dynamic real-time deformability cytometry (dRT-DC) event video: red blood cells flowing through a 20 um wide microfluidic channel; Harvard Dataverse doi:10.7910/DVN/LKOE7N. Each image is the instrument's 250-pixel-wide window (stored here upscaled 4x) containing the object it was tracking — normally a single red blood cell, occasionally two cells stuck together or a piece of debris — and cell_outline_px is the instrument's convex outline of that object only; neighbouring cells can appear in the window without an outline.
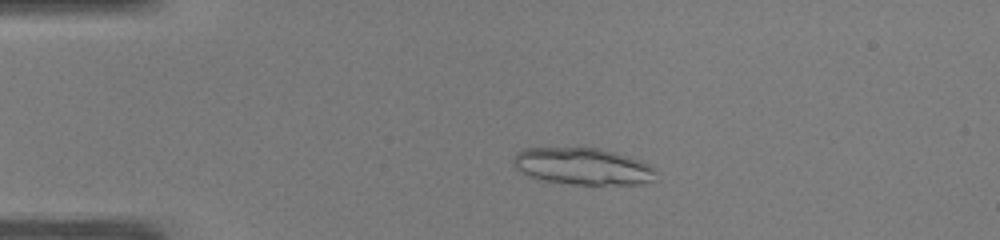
{"species": "common noctule bat (a hibernating species)", "species_latin": "Nyctalus noctula", "temperature_condition": "warm", "stored_images_in_passage": 47, "segment_of_instrument_passage": [1, 2], "camera_frame_rate_fps": 3000, "um_per_image_px": 0.085, "animal": {"sex": "male", "body_mass_g": 19.0, "forearm_length_mm": 50.8}, "frame": {"image": 1, "passage_image": 9, "time_ms": 2.667, "image_size_px": [1000, 240], "cell_outline_px": [[656, 180], [640, 184], [572, 184], [544, 180], [528, 176], [516, 168], [512, 164], [512, 160], [524, 148], [600, 148], [628, 156], [640, 160], [648, 164], [656, 172]], "centroid_in_image_um": [49.55, 14.14], "position_along_channel_um": 35.4, "area_um2": 30.4}}